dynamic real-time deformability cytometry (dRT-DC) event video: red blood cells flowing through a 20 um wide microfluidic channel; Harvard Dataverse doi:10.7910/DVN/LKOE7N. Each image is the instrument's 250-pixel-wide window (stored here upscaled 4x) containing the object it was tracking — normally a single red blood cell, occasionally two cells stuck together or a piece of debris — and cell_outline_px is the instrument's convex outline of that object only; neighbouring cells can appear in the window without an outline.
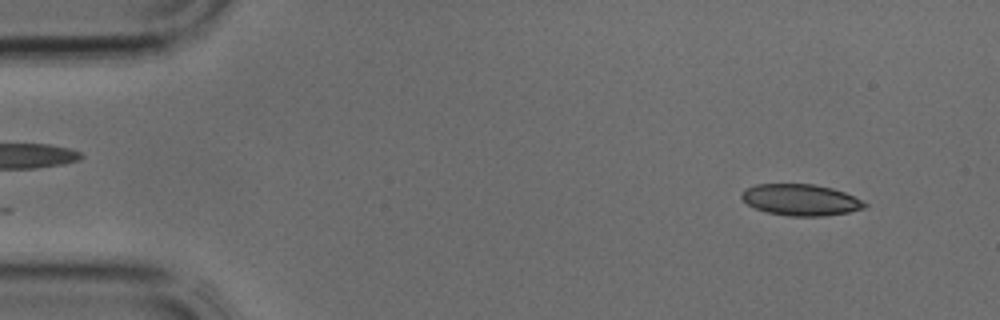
{"species": "common noctule bat (a hibernating species)", "species_latin": "Nyctalus noctula", "temperature_condition": "cold", "stored_images_in_passage": 37, "camera_frame_rate_fps": 3000, "um_per_image_px": 0.085, "animal": {"sex": "male", "body_mass_g": 17.9, "forearm_length_mm": 54.2}, "frame": {"image": 1, "passage_image": 1, "time_ms": 0.0, "image_size_px": [1000, 320], "cell_outline_px": [[868, 204], [864, 208], [848, 212], [824, 216], [788, 216], [768, 212], [756, 208], [748, 204], [740, 196], [740, 192], [756, 184], [812, 184], [832, 188], [844, 192]], "centroid_in_image_um": [68.04, 16.99], "position_along_channel_um": 17.0, "area_um2": 22.25}}
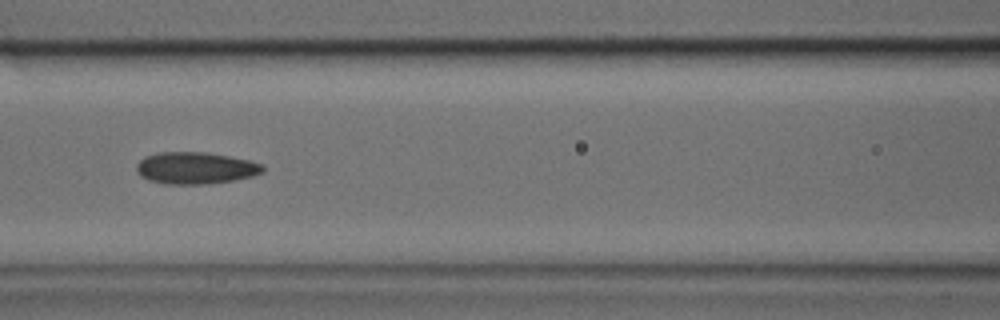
{"frame": {"image": 2, "passage_image": 14, "time_ms": 4.333, "image_size_px": [1000, 320], "cell_outline_px": [[264, 172], [252, 176], [232, 180], [204, 184], [168, 184], [148, 180], [140, 176], [136, 168], [136, 164], [144, 156], [160, 152], [204, 152], [228, 156], [248, 160], [264, 164]], "centroid_in_image_um": [16.6, 14.28], "position_along_channel_um": 150.0, "area_um2": 23.41}}
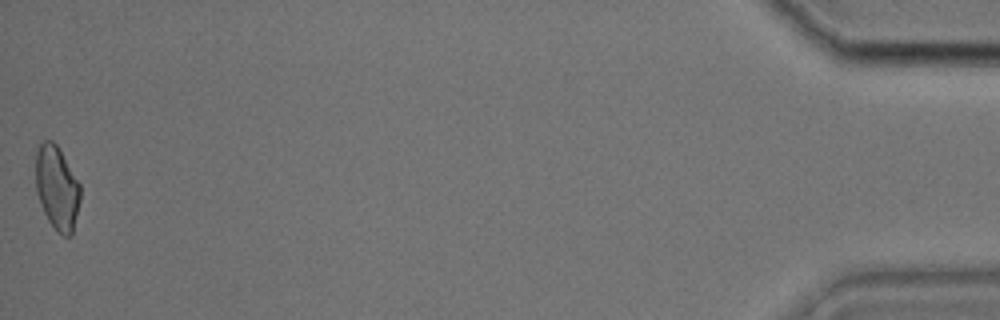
{"frame": {"image": 3, "passage_image": 36, "time_ms": 11.667, "image_size_px": [1000, 320], "cell_outline_px": [[80, 200], [72, 236], [64, 236], [56, 232], [48, 220], [44, 212], [36, 192], [36, 152], [40, 144], [44, 140], [52, 140], [56, 144], [80, 184]], "centroid_in_image_um": [4.84, 16.0], "position_along_channel_um": 430.4, "area_um2": 21.73}}